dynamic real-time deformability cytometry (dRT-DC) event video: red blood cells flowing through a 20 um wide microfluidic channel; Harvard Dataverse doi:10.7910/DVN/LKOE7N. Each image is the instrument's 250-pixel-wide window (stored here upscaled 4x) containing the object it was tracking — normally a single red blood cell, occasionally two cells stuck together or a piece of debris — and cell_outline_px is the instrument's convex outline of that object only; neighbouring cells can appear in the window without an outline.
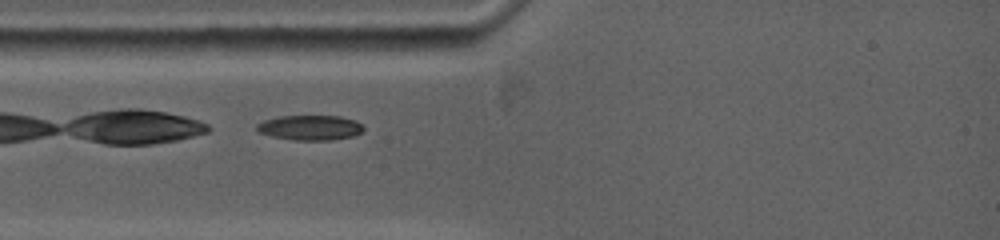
{"species": "common noctule bat (a hibernating species)", "species_latin": "Nyctalus noctula", "temperature_condition": "warm", "stored_images_in_passage": 45, "camera_frame_rate_fps": 5000, "um_per_image_px": 0.085, "animal": {"sex": "female", "body_mass_g": 19.0, "forearm_length_mm": 53.3}, "frame": {"image": 1, "passage_image": 1, "time_ms": 0.0, "image_size_px": [1000, 240], "cell_outline_px": [[364, 128], [360, 132], [352, 136], [332, 140], [296, 140], [272, 136], [260, 132], [256, 128], [256, 124], [264, 120], [280, 116], [340, 116], [356, 120]], "centroid_in_image_um": [26.36, 10.84], "position_along_channel_um": 58.6, "area_um2": 15.37}}